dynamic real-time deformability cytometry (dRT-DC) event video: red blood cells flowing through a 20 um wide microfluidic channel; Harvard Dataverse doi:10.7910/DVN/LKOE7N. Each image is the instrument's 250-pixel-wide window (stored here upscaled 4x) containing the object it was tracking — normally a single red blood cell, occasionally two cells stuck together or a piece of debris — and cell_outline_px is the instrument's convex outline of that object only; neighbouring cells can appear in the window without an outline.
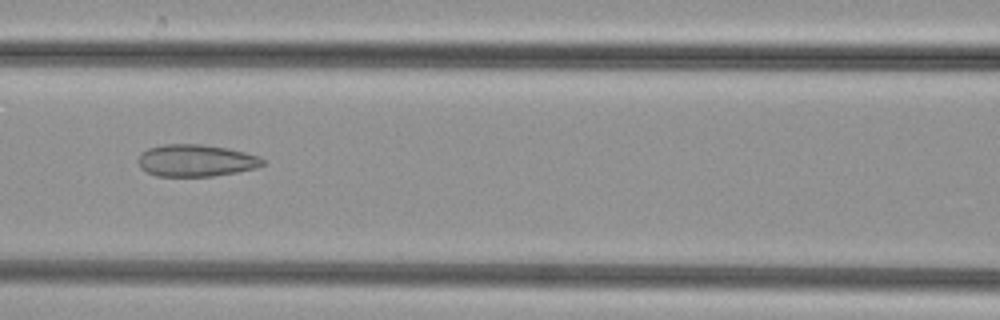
{"species": "common noctule bat (a hibernating species)", "species_latin": "Nyctalus noctula", "temperature_condition": "cold", "stored_images_in_passage": 50, "camera_frame_rate_fps": 3000, "um_per_image_px": 0.085, "animal": {"sex": "female", "body_mass_g": 29.2, "forearm_length_mm": 56.3}, "frame": {"image": 1, "passage_image": 22, "time_ms": 7.0, "image_size_px": [1000, 320], "cell_outline_px": [[264, 164], [256, 168], [236, 172], [212, 176], [156, 176], [140, 168], [136, 160], [140, 152], [148, 148], [164, 144], [200, 144], [228, 148], [260, 156], [264, 160]], "centroid_in_image_um": [16.62, 13.64], "position_along_channel_um": 150.0, "area_um2": 23.41}}
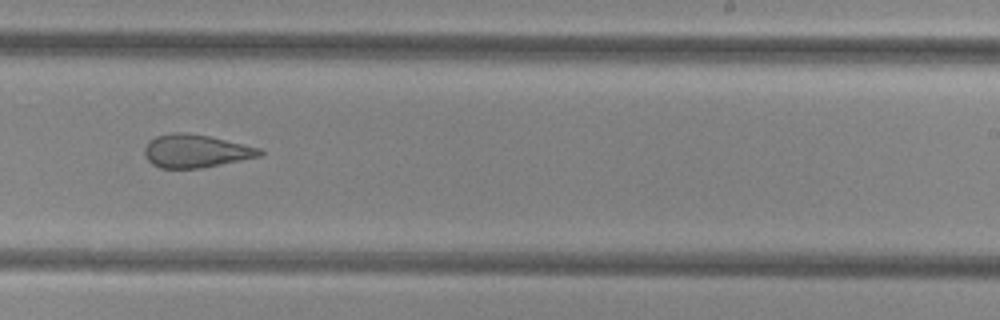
{"frame": {"image": 2, "passage_image": 31, "time_ms": 10.0, "image_size_px": [1000, 320], "cell_outline_px": [[264, 152], [260, 156], [200, 168], [160, 168], [152, 164], [144, 156], [144, 148], [148, 140], [156, 136], [172, 132], [184, 132], [208, 136], [260, 148]], "centroid_in_image_um": [16.58, 12.83], "position_along_channel_um": 272.4, "area_um2": 22.08}}
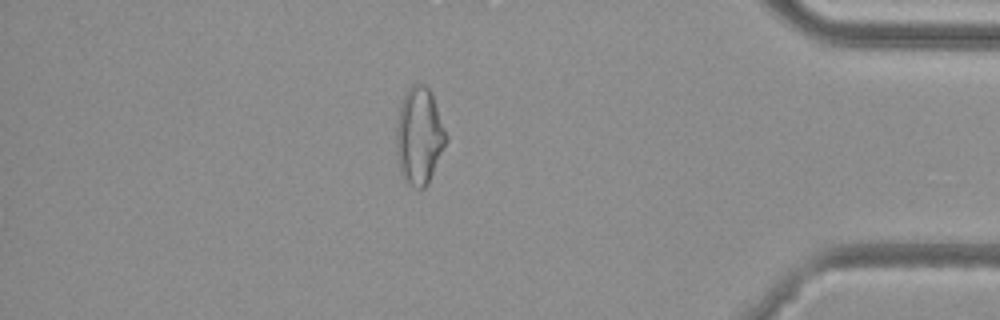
{"frame": {"image": 3, "passage_image": 43, "time_ms": 14.0, "image_size_px": [1000, 320], "cell_outline_px": [[448, 140], [428, 184], [424, 188], [416, 188], [404, 180], [396, 160], [396, 120], [400, 104], [408, 88], [412, 84], [424, 84], [432, 92], [448, 136]], "centroid_in_image_um": [35.63, 11.55], "position_along_channel_um": 399.6, "area_um2": 28.61}}